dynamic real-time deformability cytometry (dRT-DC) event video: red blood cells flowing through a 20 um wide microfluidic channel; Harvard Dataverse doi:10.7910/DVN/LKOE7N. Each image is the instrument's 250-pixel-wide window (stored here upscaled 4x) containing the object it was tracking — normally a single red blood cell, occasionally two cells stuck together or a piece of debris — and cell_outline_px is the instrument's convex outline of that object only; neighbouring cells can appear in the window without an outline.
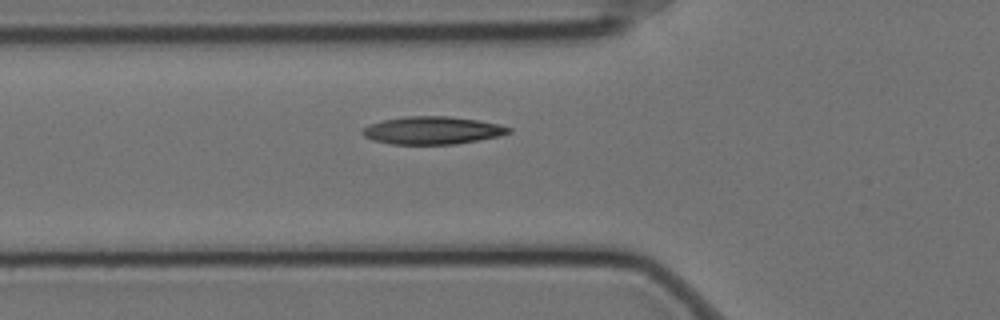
{"species": "Egyptian fruit bat (a non-hibernating species)", "species_latin": "Rousettus aegyptiacus", "temperature_condition": "cold", "stored_images_in_passage": 44, "camera_frame_rate_fps": 3000, "um_per_image_px": 0.085, "animal": {"sex": "female"}, "frame": {"image": 1, "passage_image": 11, "time_ms": 3.333, "image_size_px": [1000, 320], "cell_outline_px": [[512, 132], [500, 136], [456, 144], [392, 144], [372, 140], [364, 136], [360, 132], [368, 124], [384, 120], [404, 116], [448, 116], [476, 120], [500, 124], [512, 128]], "centroid_in_image_um": [36.75, 11.08], "position_along_channel_um": 89.0, "area_um2": 23.7}}
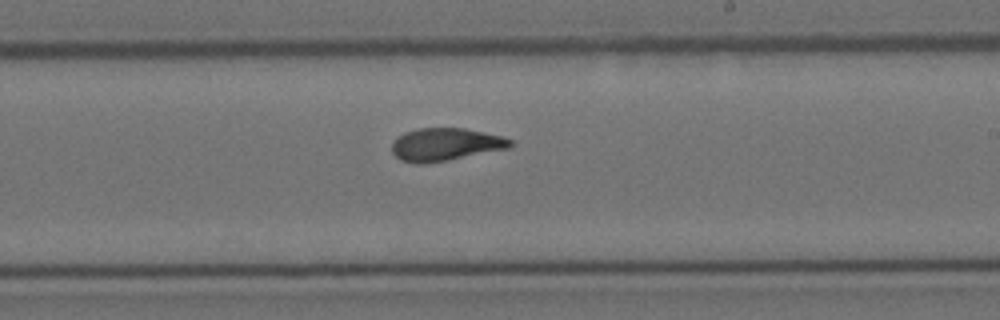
{"frame": {"image": 2, "passage_image": 25, "time_ms": 8.0, "image_size_px": [1000, 320], "cell_outline_px": [[516, 144], [512, 148], [448, 160], [424, 164], [416, 164], [400, 160], [392, 152], [392, 140], [404, 132], [420, 128], [464, 128], [504, 136], [512, 140]], "centroid_in_image_um": [37.9, 12.28], "position_along_channel_um": 251.1, "area_um2": 23.0}}
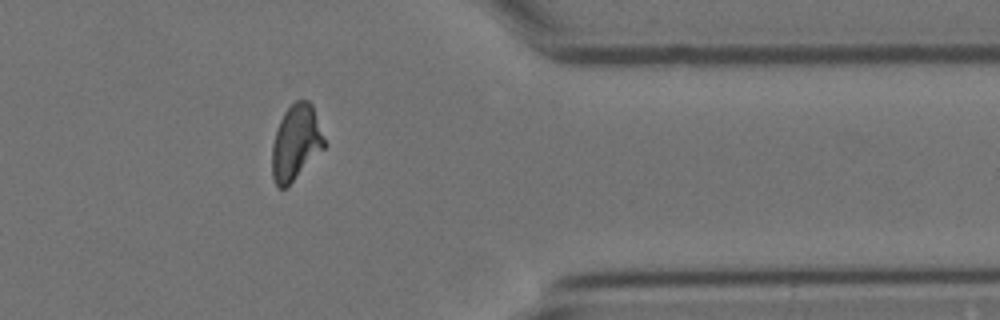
{"frame": {"image": 3, "passage_image": 38, "time_ms": 12.333, "image_size_px": [1000, 320], "cell_outline_px": [[328, 144], [288, 188], [280, 188], [276, 184], [272, 176], [272, 144], [280, 120], [284, 112], [296, 100], [308, 100], [312, 104]], "centroid_in_image_um": [25.18, 12.14], "position_along_channel_um": 386.2, "area_um2": 23.29}, "authors_computed_cell_mechanics": {"area_um2": 22.6287, "velocity_mm_per_s": 3.4614, "shape_relaxation_time_tau1_ms": 4.8312, "shape_relaxation_time_tau2_ms": 1.8608, "deformation_change_tau1": 0.1675, "deformation_change_tau2": 0.0676}}